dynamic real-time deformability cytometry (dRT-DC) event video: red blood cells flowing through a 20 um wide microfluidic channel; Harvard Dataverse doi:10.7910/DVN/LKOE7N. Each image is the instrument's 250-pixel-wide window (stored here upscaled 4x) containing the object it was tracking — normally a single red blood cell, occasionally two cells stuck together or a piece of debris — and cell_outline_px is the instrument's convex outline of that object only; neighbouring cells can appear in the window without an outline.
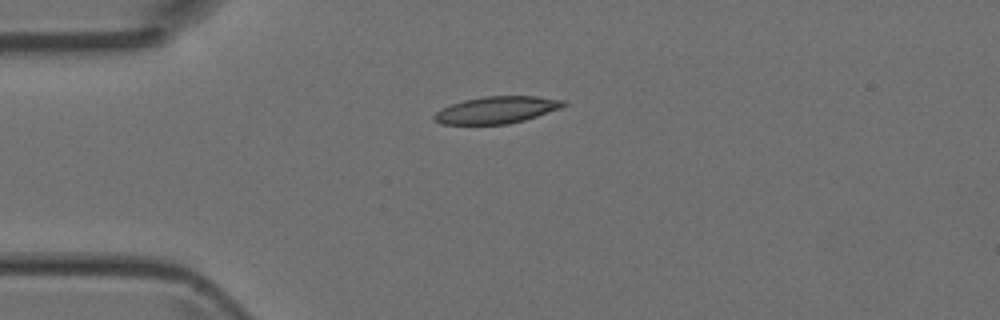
{"species": "Egyptian fruit bat (a non-hibernating species)", "species_latin": "Rousettus aegyptiacus", "temperature_condition": "room temperature", "stored_images_in_passage": 7, "camera_frame_rate_fps": 3000, "um_per_image_px": 0.085, "animal": {"sex": "female"}, "frame": {"image": 1, "passage_image": 3, "time_ms": 3.333, "image_size_px": [1000, 320], "cell_outline_px": [[568, 104], [560, 108], [524, 120], [508, 124], [440, 124], [432, 120], [432, 116], [436, 112], [452, 104], [464, 100], [484, 96], [536, 96], [564, 100]], "centroid_in_image_um": [42.2, 9.34], "position_along_channel_um": 42.8, "area_um2": 20.23}}
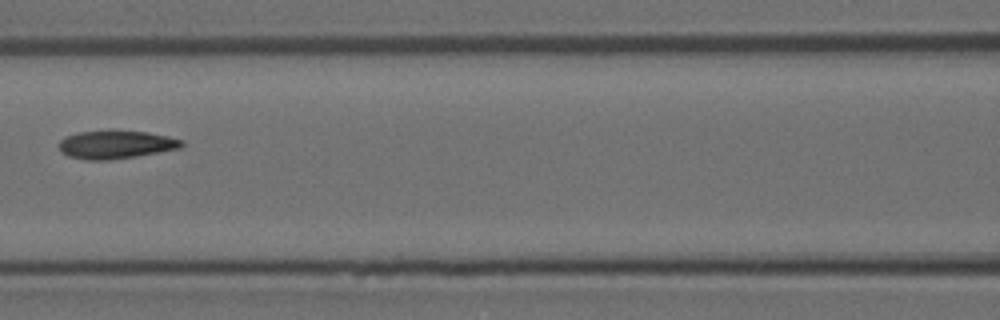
{"frame": {"image": 2, "passage_image": 6, "time_ms": 6.667, "image_size_px": [1000, 320], "cell_outline_px": [[184, 144], [180, 148], [136, 156], [108, 160], [84, 160], [68, 156], [60, 152], [60, 140], [64, 136], [76, 132], [108, 128], [112, 128], [148, 132], [168, 136], [184, 140]], "centroid_in_image_um": [9.81, 12.24], "position_along_channel_um": 156.8, "area_um2": 20.92}}
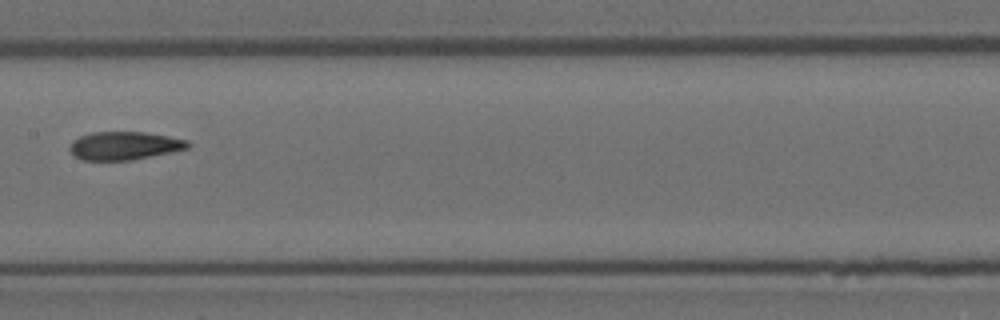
{"frame": {"image": 3, "passage_image": 7, "time_ms": 7.667, "image_size_px": [1000, 320], "cell_outline_px": [[192, 144], [188, 148], [152, 156], [132, 160], [80, 160], [68, 148], [72, 140], [80, 136], [92, 132], [144, 132], [168, 136], [188, 140]], "centroid_in_image_um": [10.57, 12.38], "position_along_channel_um": 196.8, "area_um2": 19.42}}